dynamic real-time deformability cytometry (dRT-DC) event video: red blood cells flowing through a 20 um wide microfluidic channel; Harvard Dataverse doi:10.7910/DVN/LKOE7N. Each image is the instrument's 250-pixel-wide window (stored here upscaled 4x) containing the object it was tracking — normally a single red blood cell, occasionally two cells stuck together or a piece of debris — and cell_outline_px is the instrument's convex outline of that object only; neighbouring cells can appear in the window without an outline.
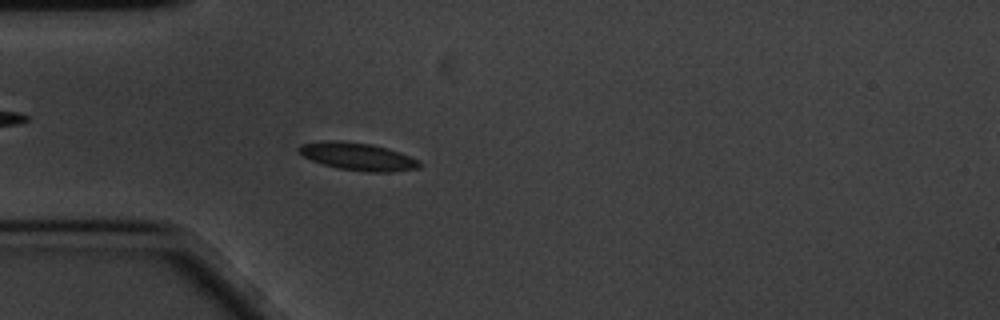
{"species": "common noctule bat (a hibernating species)", "species_latin": "Nyctalus noctula", "temperature_condition": "cold", "stored_images_in_passage": 57, "camera_frame_rate_fps": 3000, "um_per_image_px": 0.085, "animal": {"sex": "male", "body_mass_g": 20.1, "forearm_length_mm": 53.5}, "frame": {"image": 1, "passage_image": 14, "time_ms": 4.333, "image_size_px": [1000, 320], "cell_outline_px": [[420, 168], [392, 172], [368, 172], [336, 168], [312, 160], [296, 152], [296, 148], [300, 144], [328, 140], [340, 140], [372, 144], [388, 148], [400, 152], [420, 160]], "centroid_in_image_um": [30.4, 13.3], "position_along_channel_um": 54.6, "area_um2": 19.65}}
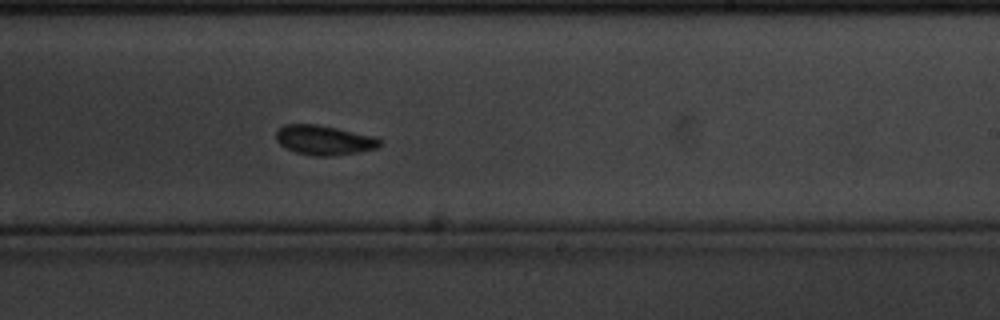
{"frame": {"image": 2, "passage_image": 33, "time_ms": 10.667, "image_size_px": [1000, 320], "cell_outline_px": [[384, 144], [376, 148], [360, 152], [328, 156], [316, 156], [296, 152], [280, 144], [276, 140], [276, 132], [284, 124], [316, 124], [336, 128], [372, 136], [380, 140]], "centroid_in_image_um": [27.55, 11.91], "position_along_channel_um": 261.5, "area_um2": 17.69}}
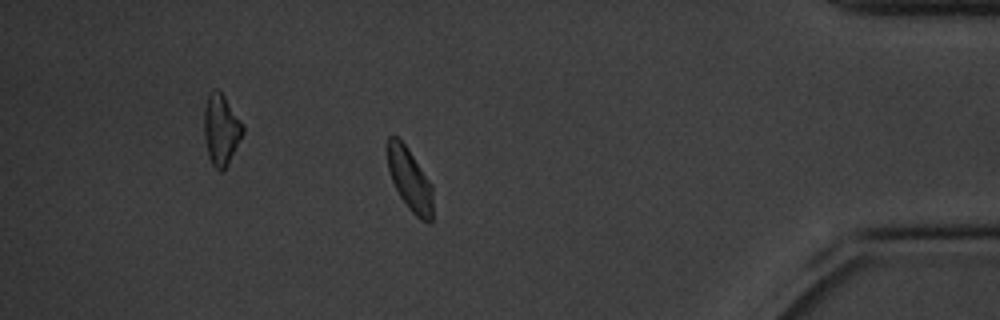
{"frame": {"image": 3, "passage_image": 49, "time_ms": 16.0, "image_size_px": [1000, 320], "cell_outline_px": [[432, 224], [428, 224], [420, 220], [408, 208], [400, 196], [392, 180], [388, 168], [384, 148], [388, 136], [396, 136], [408, 148], [432, 184]], "centroid_in_image_um": [34.8, 15.24], "position_along_channel_um": 400.4, "area_um2": 16.94}, "authors_computed_cell_mechanics": {"area_um2": 17.8024, "velocity_mm_per_s": 3.348, "shape_relaxation_time_tau1_ms": null, "shape_relaxation_time_tau2_ms": 2.8253, "deformation_change_tau1": null, "deformation_change_tau2": 0.0711}}